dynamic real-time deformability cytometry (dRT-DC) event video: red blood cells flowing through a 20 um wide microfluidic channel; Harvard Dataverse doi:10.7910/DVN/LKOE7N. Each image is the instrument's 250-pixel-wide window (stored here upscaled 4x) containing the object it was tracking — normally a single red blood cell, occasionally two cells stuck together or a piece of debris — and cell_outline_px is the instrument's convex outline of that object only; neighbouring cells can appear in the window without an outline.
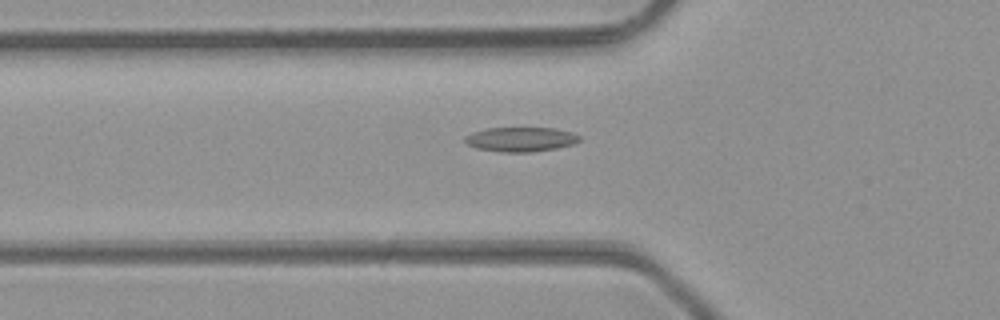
{"species": "common noctule bat (a hibernating species)", "species_latin": "Nyctalus noctula", "temperature_condition": "room temperature", "stored_images_in_passage": 34, "camera_frame_rate_fps": 3000, "um_per_image_px": 0.085, "animal": {"sex": "male", "body_mass_g": 23.1, "forearm_length_mm": 52.7}, "frame": {"image": 1, "passage_image": 3, "time_ms": 0.667, "image_size_px": [1000, 320], "cell_outline_px": [[580, 140], [576, 144], [556, 148], [532, 152], [504, 152], [476, 148], [468, 144], [464, 140], [464, 136], [472, 132], [488, 128], [556, 128], [572, 132], [580, 136]], "centroid_in_image_um": [44.29, 11.84], "position_along_channel_um": 81.5, "area_um2": 16.42}}
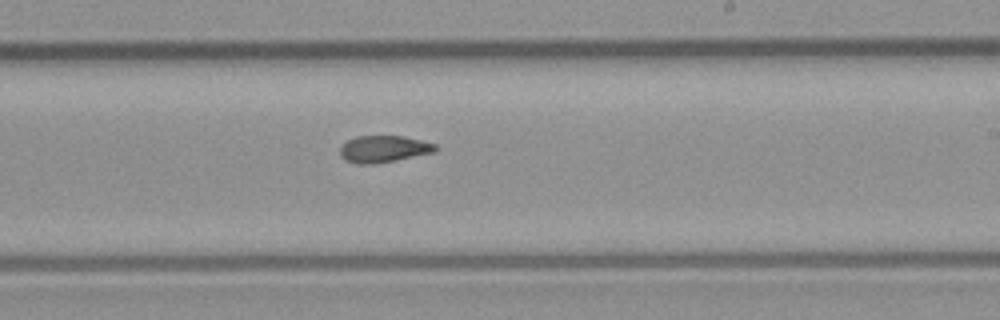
{"frame": {"image": 2, "passage_image": 15, "time_ms": 4.667, "image_size_px": [1000, 320], "cell_outline_px": [[436, 152], [396, 160], [372, 164], [356, 164], [344, 160], [340, 156], [340, 148], [348, 140], [356, 136], [400, 136], [420, 140], [436, 144]], "centroid_in_image_um": [32.59, 12.67], "position_along_channel_um": 256.4, "area_um2": 14.85}}
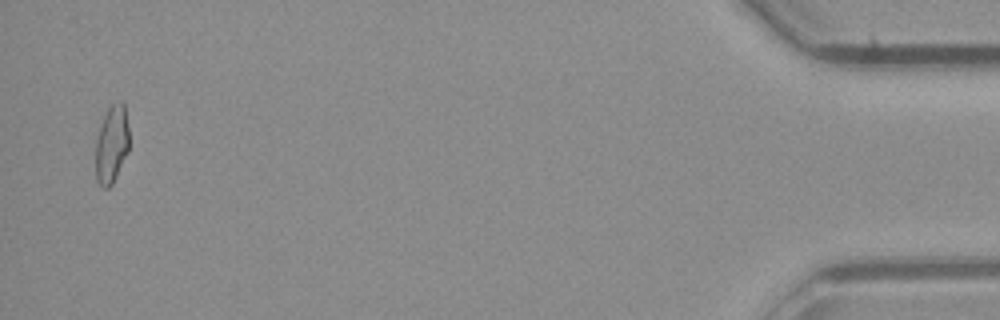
{"frame": {"image": 3, "passage_image": 33, "time_ms": 10.667, "image_size_px": [1000, 320], "cell_outline_px": [[128, 152], [112, 184], [108, 188], [104, 188], [96, 180], [96, 140], [100, 124], [108, 108], [112, 104], [120, 100], [124, 104], [128, 128]], "centroid_in_image_um": [9.48, 12.26], "position_along_channel_um": 425.7, "area_um2": 15.09}, "authors_computed_cell_mechanics": {"area_um2": 15.1147, "velocity_mm_per_s": 4.3399, "shape_relaxation_time_tau1_ms": null, "shape_relaxation_time_tau2_ms": 3.375, "deformation_change_tau1": null, "deformation_change_tau2": 0.0939}}